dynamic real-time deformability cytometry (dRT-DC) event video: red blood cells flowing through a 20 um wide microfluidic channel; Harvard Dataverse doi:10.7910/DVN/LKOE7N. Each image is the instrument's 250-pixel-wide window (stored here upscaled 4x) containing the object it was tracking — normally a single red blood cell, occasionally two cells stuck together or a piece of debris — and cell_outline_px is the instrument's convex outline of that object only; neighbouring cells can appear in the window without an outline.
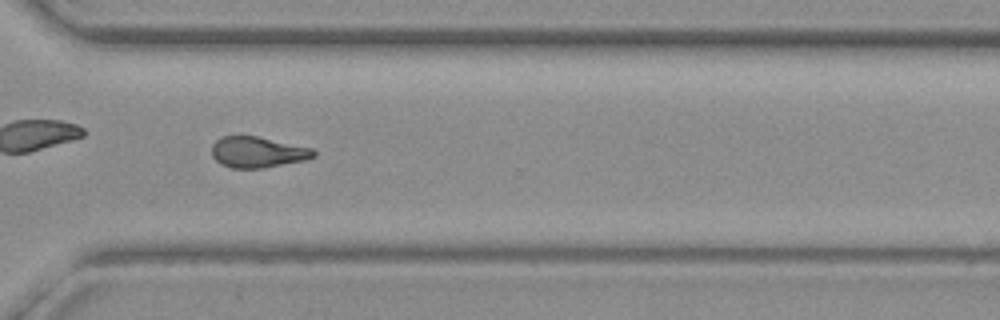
{"species": "common noctule bat (a hibernating species)", "species_latin": "Nyctalus noctula", "temperature_condition": "warm", "stored_images_in_passage": 63, "camera_frame_rate_fps": 3000, "um_per_image_px": 0.085, "animal": {"sex": "female", "body_mass_g": 19.3, "forearm_length_mm": 54.1}, "frame": {"image": 1, "passage_image": 45, "time_ms": 14.667, "image_size_px": [1000, 320], "cell_outline_px": [[316, 156], [304, 160], [264, 168], [232, 168], [220, 164], [212, 156], [212, 144], [216, 140], [224, 136], [256, 136], [312, 148], [316, 152]], "centroid_in_image_um": [21.89, 12.94], "position_along_channel_um": 348.7, "area_um2": 18.26}}
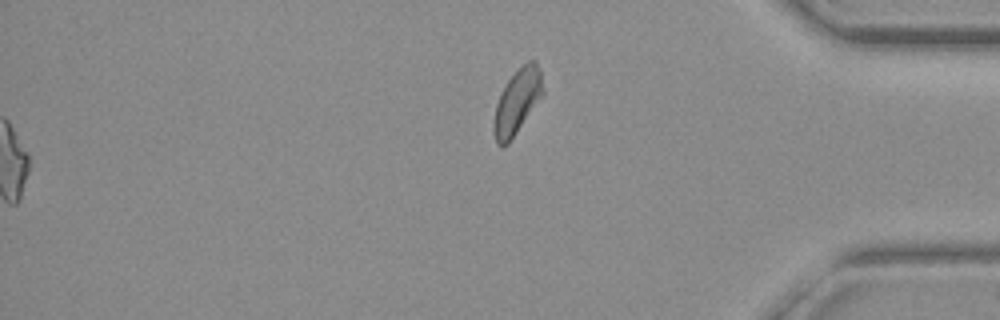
{"frame": {"image": 2, "passage_image": 63, "time_ms": 20.667, "image_size_px": [1000, 320], "cell_outline_px": [[544, 92], [508, 144], [504, 148], [500, 148], [496, 144], [492, 128], [492, 124], [496, 104], [508, 80], [528, 60], [536, 60], [540, 68], [544, 88]], "centroid_in_image_um": [43.94, 8.67], "position_along_channel_um": 391.3, "area_um2": 18.38}}